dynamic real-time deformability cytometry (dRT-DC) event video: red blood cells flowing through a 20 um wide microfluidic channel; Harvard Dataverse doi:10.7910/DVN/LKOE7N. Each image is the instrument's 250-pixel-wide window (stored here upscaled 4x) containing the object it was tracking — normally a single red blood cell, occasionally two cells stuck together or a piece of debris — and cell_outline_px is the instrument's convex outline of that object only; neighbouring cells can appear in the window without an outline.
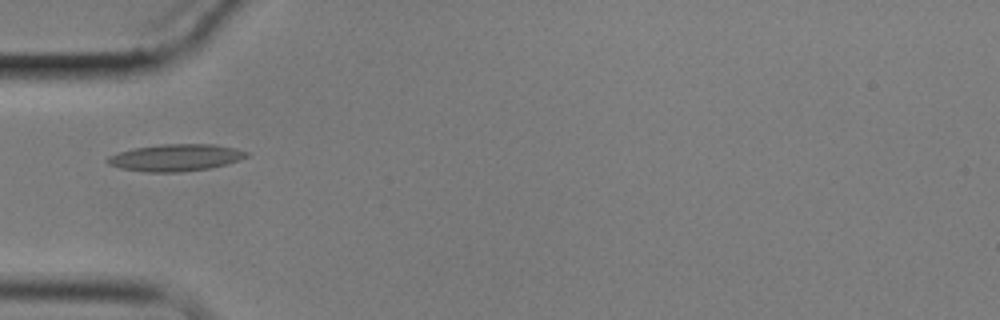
{"species": "common noctule bat (a hibernating species)", "species_latin": "Nyctalus noctula", "temperature_condition": "cold", "stored_images_in_passage": 11, "camera_frame_rate_fps": 3000, "um_per_image_px": 0.085, "animal": {"sex": "male", "body_mass_g": 17.9}, "frame": {"image": 1, "passage_image": 1, "time_ms": 0.0, "image_size_px": [1000, 320], "cell_outline_px": [[248, 156], [240, 160], [228, 164], [208, 168], [180, 172], [144, 172], [120, 168], [108, 164], [104, 160], [108, 156], [120, 152], [136, 148], [160, 144], [216, 144], [236, 148], [248, 152]], "centroid_in_image_um": [14.94, 13.4], "position_along_channel_um": 70.1, "area_um2": 21.91}}
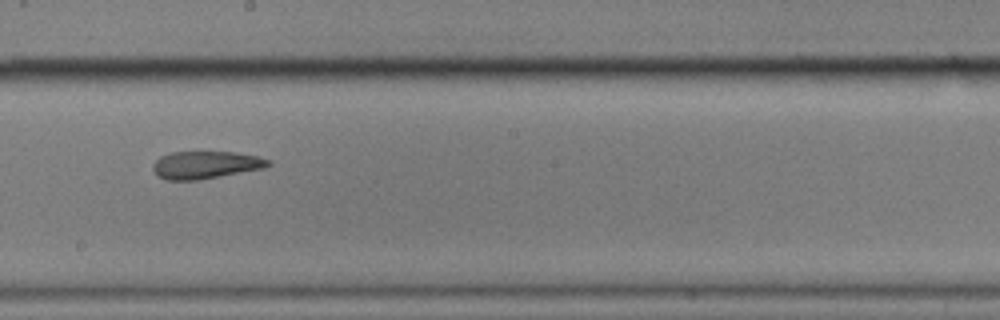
{"frame": {"image": 2, "passage_image": 5, "time_ms": 4.667, "image_size_px": [1000, 320], "cell_outline_px": [[272, 164], [264, 168], [200, 180], [164, 180], [156, 176], [152, 168], [152, 164], [160, 156], [172, 152], [236, 152], [256, 156], [272, 160]], "centroid_in_image_um": [17.46, 14.02], "position_along_channel_um": 230.7, "area_um2": 18.73}}
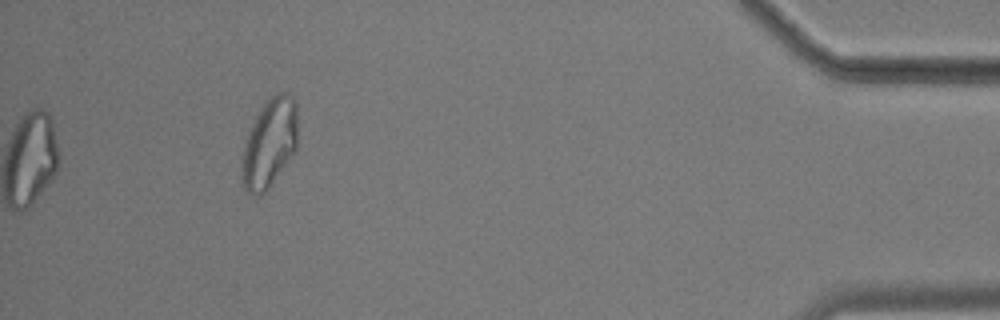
{"frame": {"image": 3, "passage_image": 10, "time_ms": 11.667, "image_size_px": [1000, 320], "cell_outline_px": [[296, 152], [268, 188], [260, 196], [252, 196], [244, 188], [240, 160], [244, 144], [248, 132], [260, 108], [272, 96], [280, 92], [288, 92], [292, 96], [296, 104]], "centroid_in_image_um": [22.89, 12.19], "position_along_channel_um": 412.3, "area_um2": 28.96}, "authors_computed_cell_mechanics": {"area_um2": 20.1722, "velocity_mm_per_s": 3.4467, "shape_relaxation_time_tau1_ms": null, "shape_relaxation_time_tau2_ms": 1.9851, "deformation_change_tau1": null, "deformation_change_tau2": 0.0729}}